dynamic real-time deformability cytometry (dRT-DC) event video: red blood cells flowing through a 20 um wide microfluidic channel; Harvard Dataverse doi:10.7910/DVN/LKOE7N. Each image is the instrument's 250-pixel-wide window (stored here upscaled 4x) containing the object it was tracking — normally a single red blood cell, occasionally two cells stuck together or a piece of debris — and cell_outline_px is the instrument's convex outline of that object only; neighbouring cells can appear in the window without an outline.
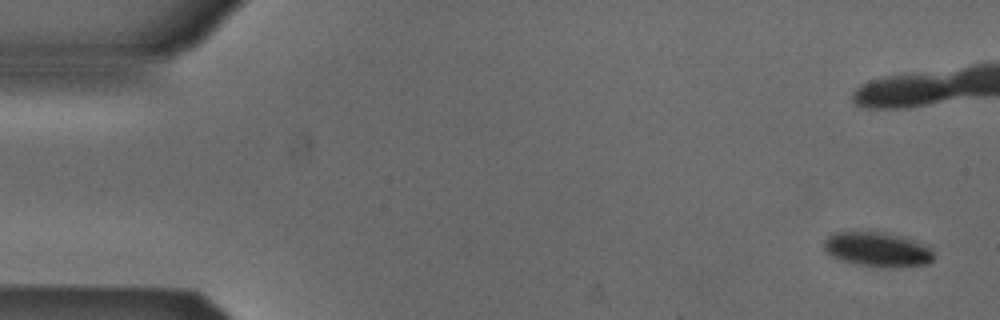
{"species": "Egyptian fruit bat (a non-hibernating species)", "species_latin": "Rousettus aegyptiacus", "temperature_condition": "cold", "stored_images_in_passage": 54, "camera_frame_rate_fps": 3000, "um_per_image_px": 0.085, "animal": {"sex": "male"}, "frame": {"image": 1, "passage_image": 1, "time_ms": 0.0, "image_size_px": [1000, 320], "cell_outline_px": [[936, 256], [928, 264], [856, 264], [840, 260], [832, 256], [824, 248], [824, 240], [828, 236], [836, 232], [884, 232], [900, 236], [912, 240], [932, 248]], "centroid_in_image_um": [74.55, 21.15], "position_along_channel_um": 10.4, "area_um2": 21.04}}
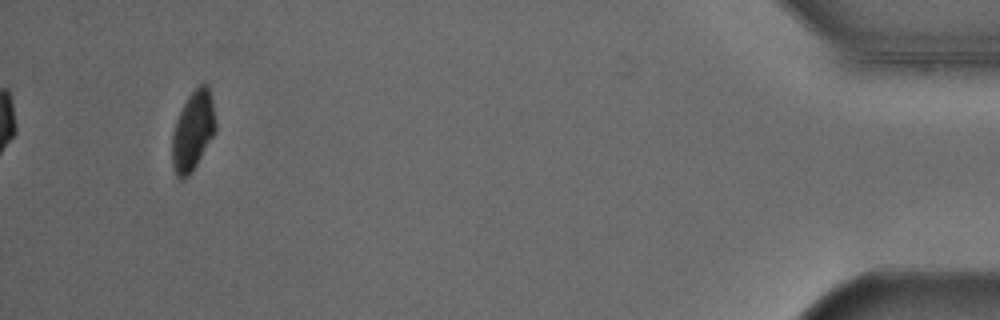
{"frame": {"image": 2, "passage_image": 54, "time_ms": 17.667, "image_size_px": [1000, 320], "cell_outline_px": [[216, 132], [196, 164], [188, 176], [184, 180], [180, 180], [176, 176], [172, 168], [172, 132], [176, 120], [188, 96], [200, 84], [208, 84], [212, 100], [216, 120]], "centroid_in_image_um": [16.39, 11.14], "position_along_channel_um": 418.8, "area_um2": 20.17}, "authors_computed_cell_mechanics": {"area_um2": 23.7269, "velocity_mm_per_s": 3.8522, "shape_relaxation_time_tau1_ms": 7.0469, "shape_relaxation_time_tau2_ms": null, "deformation_change_tau1": 0.0851, "deformation_change_tau2": null}}